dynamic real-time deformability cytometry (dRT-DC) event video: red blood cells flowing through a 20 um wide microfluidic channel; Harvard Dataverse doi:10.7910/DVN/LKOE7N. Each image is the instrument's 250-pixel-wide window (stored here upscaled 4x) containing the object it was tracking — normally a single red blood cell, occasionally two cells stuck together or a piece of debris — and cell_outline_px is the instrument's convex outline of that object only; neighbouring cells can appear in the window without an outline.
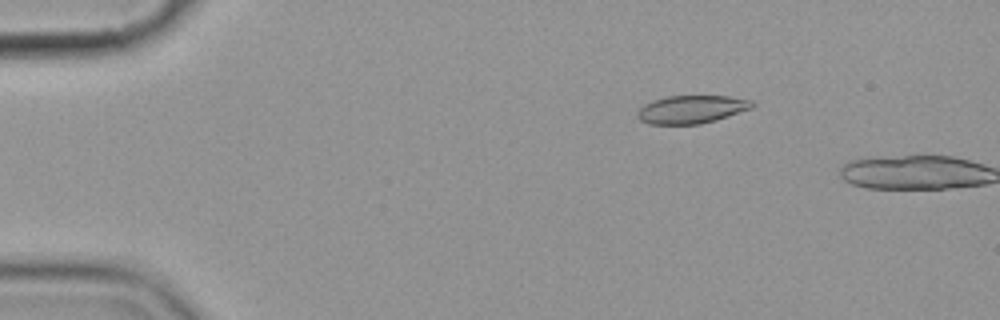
{"species": "common noctule bat (a hibernating species)", "species_latin": "Nyctalus noctula", "temperature_condition": "cold", "stored_images_in_passage": 4, "camera_frame_rate_fps": 3000, "um_per_image_px": 0.085, "animal": {"sex": "female", "body_mass_g": 19.9}, "frame": {"image": 1, "passage_image": 3, "time_ms": 2.333, "image_size_px": [1000, 320], "cell_outline_px": [[756, 104], [752, 108], [716, 120], [700, 124], [648, 124], [640, 120], [636, 116], [636, 112], [644, 104], [652, 100], [668, 96], [728, 96], [752, 100]], "centroid_in_image_um": [58.77, 9.29], "position_along_channel_um": 26.2, "area_um2": 18.84}}